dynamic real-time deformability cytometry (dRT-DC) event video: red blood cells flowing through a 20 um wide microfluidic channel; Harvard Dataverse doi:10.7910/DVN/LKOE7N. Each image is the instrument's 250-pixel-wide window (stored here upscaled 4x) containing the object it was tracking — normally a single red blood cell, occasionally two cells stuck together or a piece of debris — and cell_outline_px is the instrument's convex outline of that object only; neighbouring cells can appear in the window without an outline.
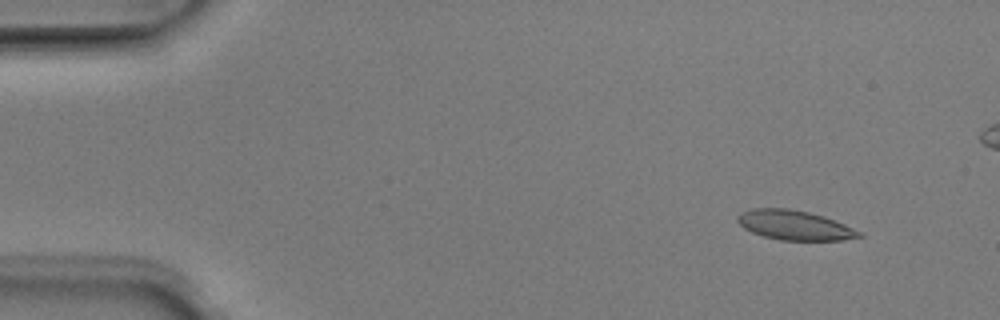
{"species": "Egyptian fruit bat (a non-hibernating species)", "species_latin": "Rousettus aegyptiacus", "temperature_condition": "room temperature", "stored_images_in_passage": 52, "camera_frame_rate_fps": 3000, "um_per_image_px": 0.085, "animal": {"sex": "male"}, "frame": {"image": 1, "passage_image": 5, "time_ms": 1.333, "image_size_px": [1000, 320], "cell_outline_px": [[864, 236], [844, 240], [780, 240], [764, 236], [752, 232], [744, 228], [736, 220], [736, 216], [740, 212], [752, 208], [788, 208], [808, 212], [844, 224], [864, 232]], "centroid_in_image_um": [67.53, 19.14], "position_along_channel_um": 17.5, "area_um2": 20.92}}
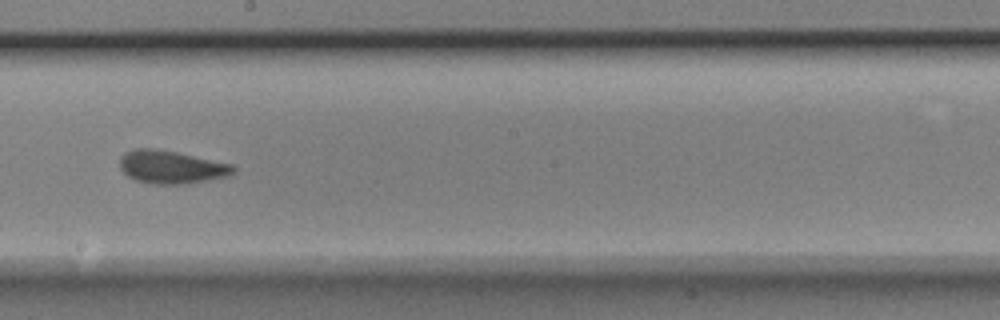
{"frame": {"image": 2, "passage_image": 29, "time_ms": 9.333, "image_size_px": [1000, 320], "cell_outline_px": [[236, 172], [228, 176], [188, 184], [152, 184], [136, 180], [128, 176], [120, 168], [120, 156], [124, 152], [132, 148], [156, 148], [176, 152], [232, 164], [236, 168]], "centroid_in_image_um": [14.55, 14.19], "position_along_channel_um": 233.6, "area_um2": 22.02}}
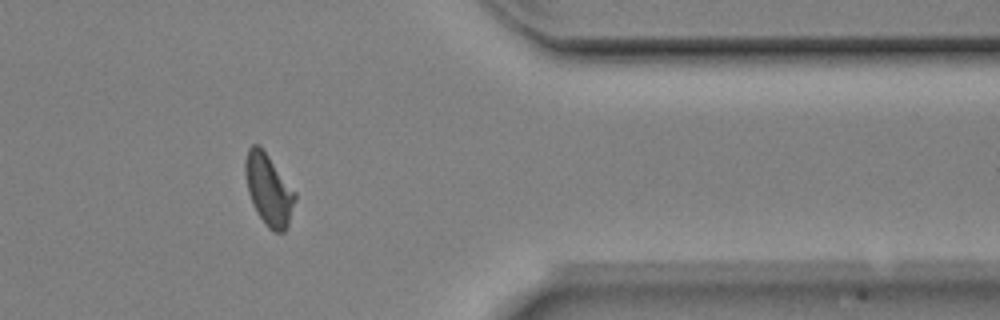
{"frame": {"image": 3, "passage_image": 42, "time_ms": 13.667, "image_size_px": [1000, 320], "cell_outline_px": [[296, 200], [288, 224], [284, 232], [272, 232], [264, 224], [256, 212], [252, 204], [248, 192], [244, 172], [244, 160], [248, 148], [252, 144], [260, 144], [296, 192]], "centroid_in_image_um": [22.82, 16.11], "position_along_channel_um": 388.6, "area_um2": 21.04}, "authors_computed_cell_mechanics": {"area_um2": 20.9814, "velocity_mm_per_s": 3.9711, "shape_relaxation_time_tau1_ms": 3.978, "shape_relaxation_time_tau2_ms": 1.3055, "deformation_change_tau1": 0.1328, "deformation_change_tau2": 0.0766}}